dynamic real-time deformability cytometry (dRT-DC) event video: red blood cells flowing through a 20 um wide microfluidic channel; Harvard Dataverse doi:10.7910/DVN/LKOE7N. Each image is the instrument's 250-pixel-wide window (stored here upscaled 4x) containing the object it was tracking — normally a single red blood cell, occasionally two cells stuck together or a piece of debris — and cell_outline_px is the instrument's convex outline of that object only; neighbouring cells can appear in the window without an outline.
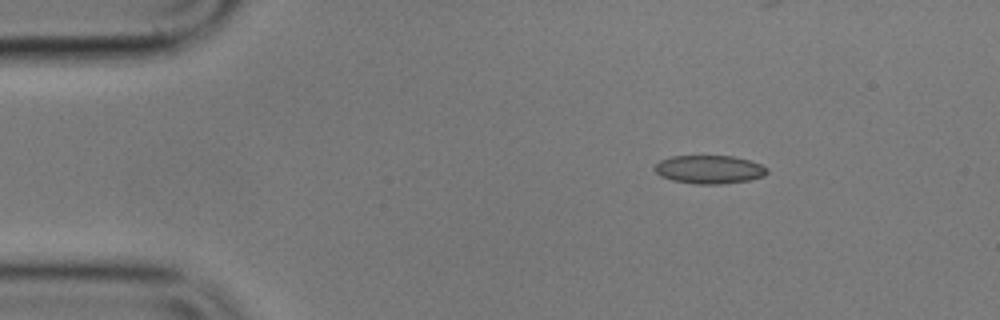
{"species": "common noctule bat (a hibernating species)", "species_latin": "Nyctalus noctula", "temperature_condition": "cold", "stored_images_in_passage": 38, "camera_frame_rate_fps": 3000, "um_per_image_px": 0.085, "animal": {"sex": "male", "body_mass_g": 17.9}, "frame": {"image": 1, "passage_image": 1, "time_ms": 0.0, "image_size_px": [1000, 320], "cell_outline_px": [[768, 172], [764, 176], [748, 180], [720, 184], [696, 184], [672, 180], [660, 176], [652, 168], [660, 160], [672, 156], [732, 156], [748, 160], [760, 164], [768, 168]], "centroid_in_image_um": [60.27, 14.4], "position_along_channel_um": 24.7, "area_um2": 18.55}}
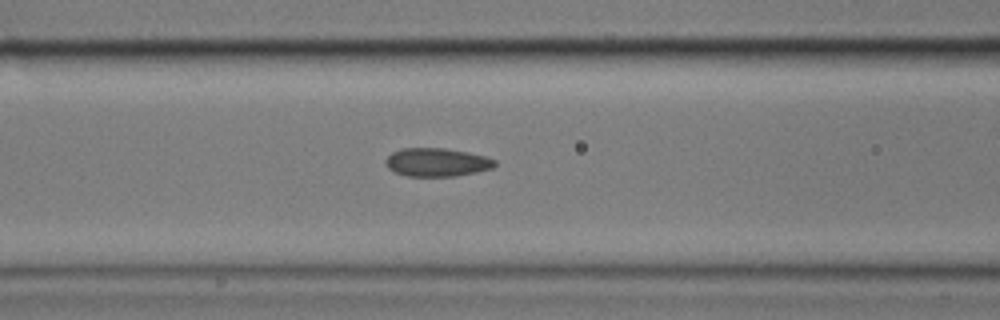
{"frame": {"image": 2, "passage_image": 15, "time_ms": 4.667, "image_size_px": [1000, 320], "cell_outline_px": [[496, 164], [492, 168], [476, 172], [456, 176], [408, 176], [396, 172], [388, 168], [384, 164], [384, 160], [392, 152], [400, 148], [444, 148], [468, 152], [484, 156], [496, 160]], "centroid_in_image_um": [37.11, 13.79], "position_along_channel_um": 129.5, "area_um2": 18.09}}
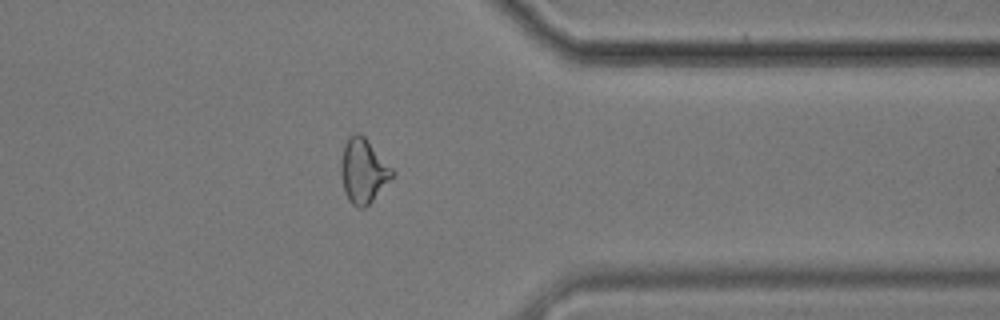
{"frame": {"image": 3, "passage_image": 37, "time_ms": 12.0, "image_size_px": [1000, 320], "cell_outline_px": [[396, 172], [372, 200], [364, 208], [360, 208], [352, 204], [348, 200], [344, 192], [340, 176], [340, 164], [344, 144], [348, 136], [356, 132], [360, 132], [364, 136]], "centroid_in_image_um": [30.84, 14.5], "position_along_channel_um": 380.6, "area_um2": 19.25}}